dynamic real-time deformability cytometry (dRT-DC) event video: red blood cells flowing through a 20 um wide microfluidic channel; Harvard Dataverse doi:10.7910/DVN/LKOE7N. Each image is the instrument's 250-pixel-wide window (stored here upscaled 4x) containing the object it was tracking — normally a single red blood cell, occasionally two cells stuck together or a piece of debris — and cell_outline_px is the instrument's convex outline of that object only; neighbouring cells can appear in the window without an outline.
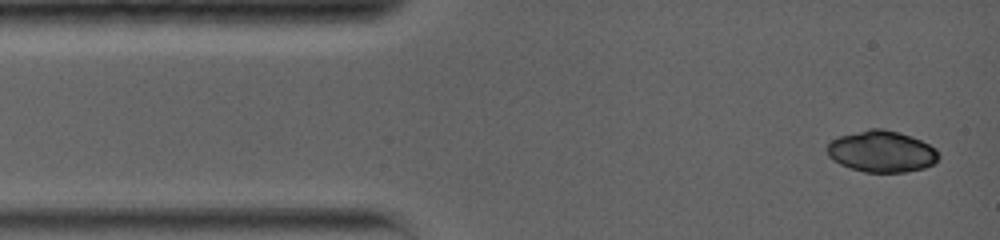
{"species": "common noctule bat (a hibernating species)", "species_latin": "Nyctalus noctula", "temperature_condition": "warm", "stored_images_in_passage": 4, "camera_frame_rate_fps": 5000, "um_per_image_px": 0.085, "animal": {"sex": "female", "body_mass_g": 19.0, "forearm_length_mm": 56.7}, "frame": {"image": 1, "passage_image": 1, "time_ms": 0.0, "image_size_px": [1000, 240], "cell_outline_px": [[940, 156], [932, 164], [924, 168], [904, 172], [864, 172], [840, 164], [832, 160], [828, 156], [824, 148], [828, 140], [840, 136], [868, 128], [880, 128], [900, 132], [920, 140], [936, 148]], "centroid_in_image_um": [74.88, 12.86], "position_along_channel_um": 10.1, "area_um2": 27.17}}
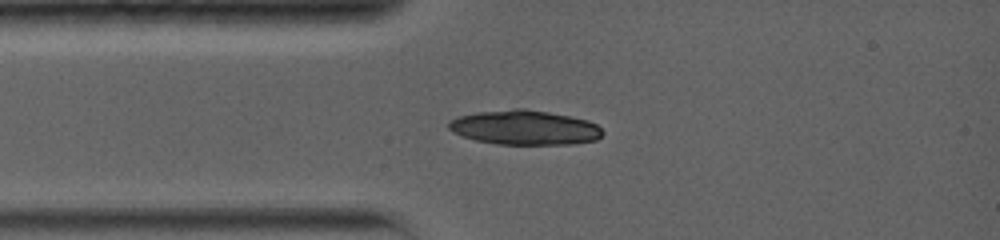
{"frame": {"image": 2, "passage_image": 4, "time_ms": 2.4, "image_size_px": [1000, 240], "cell_outline_px": [[604, 132], [596, 140], [572, 144], [496, 144], [476, 140], [452, 132], [448, 128], [448, 120], [456, 116], [476, 112], [512, 108], [524, 108], [572, 116], [588, 120], [596, 124]], "centroid_in_image_um": [44.57, 10.83], "position_along_channel_um": 40.4, "area_um2": 31.21}}